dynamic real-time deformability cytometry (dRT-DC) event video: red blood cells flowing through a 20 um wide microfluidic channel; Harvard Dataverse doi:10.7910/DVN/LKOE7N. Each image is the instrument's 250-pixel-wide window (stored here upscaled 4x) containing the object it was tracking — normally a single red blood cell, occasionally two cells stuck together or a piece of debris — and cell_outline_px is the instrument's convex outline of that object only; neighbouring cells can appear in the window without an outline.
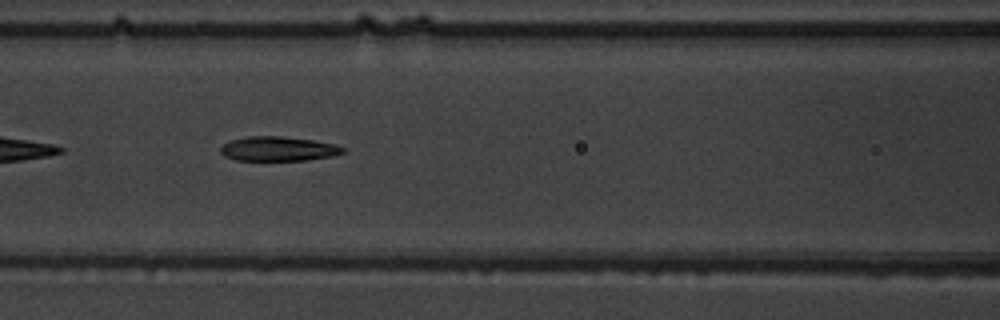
{"species": "common noctule bat (a hibernating species)", "species_latin": "Nyctalus noctula", "temperature_condition": "warm", "stored_images_in_passage": 9, "camera_frame_rate_fps": 3000, "um_per_image_px": 0.085, "animal": {"sex": "male", "body_mass_g": 19.5, "forearm_length_mm": 54.6}, "frame": {"image": 1, "passage_image": 7, "time_ms": 6.667, "image_size_px": [1000, 320], "cell_outline_px": [[348, 152], [332, 156], [304, 160], [236, 160], [224, 156], [220, 152], [220, 148], [228, 140], [248, 136], [280, 136], [312, 140], [336, 144], [348, 148]], "centroid_in_image_um": [23.69, 12.64], "position_along_channel_um": 142.9, "area_um2": 17.63}}
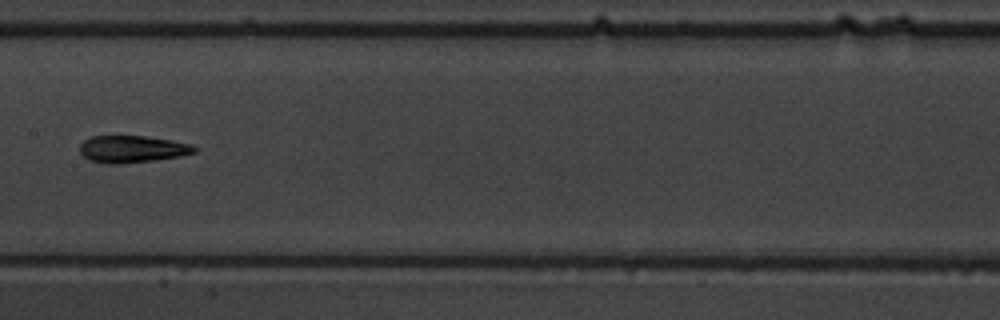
{"frame": {"image": 2, "passage_image": 8, "time_ms": 8.0, "image_size_px": [1000, 320], "cell_outline_px": [[200, 148], [196, 152], [180, 156], [152, 160], [120, 164], [108, 164], [88, 160], [80, 152], [80, 144], [84, 140], [92, 136], [144, 136], [172, 140], [192, 144]], "centroid_in_image_um": [11.26, 12.67], "position_along_channel_um": 196.1, "area_um2": 18.15}}
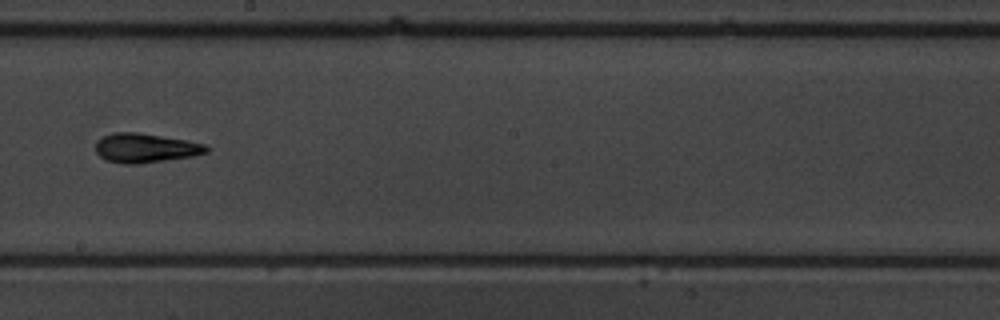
{"frame": {"image": 3, "passage_image": 9, "time_ms": 9.0, "image_size_px": [1000, 320], "cell_outline_px": [[208, 152], [192, 156], [136, 164], [124, 164], [104, 160], [96, 152], [96, 140], [104, 136], [116, 132], [136, 132], [184, 140], [204, 144], [208, 148]], "centroid_in_image_um": [12.31, 12.58], "position_along_channel_um": 235.9, "area_um2": 18.61}}